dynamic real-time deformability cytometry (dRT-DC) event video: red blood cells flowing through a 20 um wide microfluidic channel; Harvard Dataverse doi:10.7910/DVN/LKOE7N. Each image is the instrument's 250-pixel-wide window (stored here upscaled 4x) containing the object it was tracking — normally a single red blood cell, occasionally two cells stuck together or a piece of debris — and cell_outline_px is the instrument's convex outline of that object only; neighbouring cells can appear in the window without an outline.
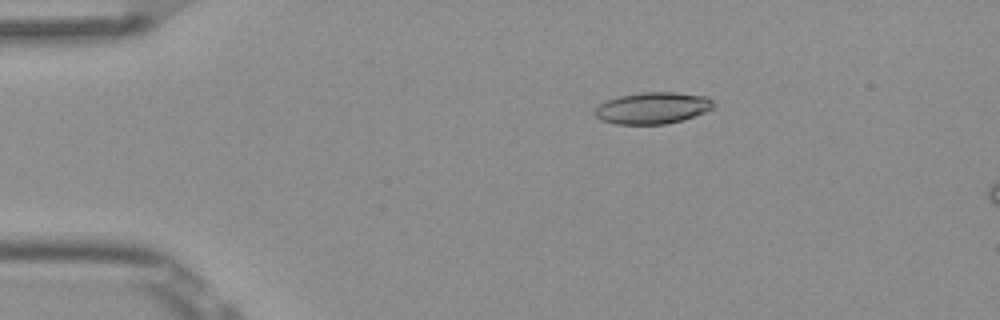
{"species": "Egyptian fruit bat (a non-hibernating species)", "species_latin": "Rousettus aegyptiacus", "temperature_condition": "room temperature", "stored_images_in_passage": 16, "camera_frame_rate_fps": 3000, "um_per_image_px": 0.085, "frame": {"image": 1, "passage_image": 10, "time_ms": 3.0, "image_size_px": [1000, 320], "cell_outline_px": [[716, 104], [712, 108], [704, 112], [680, 120], [664, 124], [616, 124], [600, 120], [592, 112], [600, 104], [608, 100], [620, 96], [644, 92], [676, 92], [704, 96], [712, 100]], "centroid_in_image_um": [55.45, 9.18], "position_along_channel_um": 29.6, "area_um2": 21.62}}